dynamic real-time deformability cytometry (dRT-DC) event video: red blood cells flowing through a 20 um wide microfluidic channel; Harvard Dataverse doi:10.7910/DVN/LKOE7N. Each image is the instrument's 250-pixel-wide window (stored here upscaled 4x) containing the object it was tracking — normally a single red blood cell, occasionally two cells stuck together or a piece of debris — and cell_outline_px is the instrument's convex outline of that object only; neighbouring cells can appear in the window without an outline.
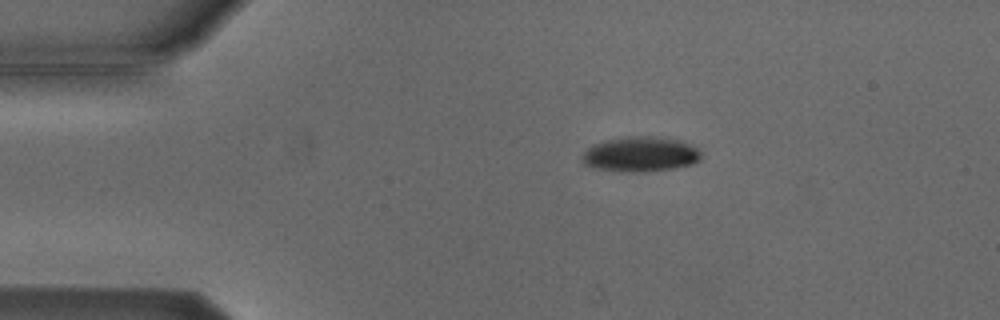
{"species": "Egyptian fruit bat (a non-hibernating species)", "species_latin": "Rousettus aegyptiacus", "temperature_condition": "cold", "stored_images_in_passage": 3, "camera_frame_rate_fps": 3000, "um_per_image_px": 0.085, "animal": {"sex": "male"}, "frame": {"image": 1, "passage_image": 1, "time_ms": 0.0, "image_size_px": [1000, 320], "cell_outline_px": [[704, 156], [700, 160], [692, 164], [676, 168], [644, 172], [620, 172], [592, 168], [584, 164], [584, 152], [592, 144], [604, 140], [628, 136], [664, 136], [680, 140], [692, 144]], "centroid_in_image_um": [54.48, 13.1], "position_along_channel_um": 30.5, "area_um2": 24.8}}